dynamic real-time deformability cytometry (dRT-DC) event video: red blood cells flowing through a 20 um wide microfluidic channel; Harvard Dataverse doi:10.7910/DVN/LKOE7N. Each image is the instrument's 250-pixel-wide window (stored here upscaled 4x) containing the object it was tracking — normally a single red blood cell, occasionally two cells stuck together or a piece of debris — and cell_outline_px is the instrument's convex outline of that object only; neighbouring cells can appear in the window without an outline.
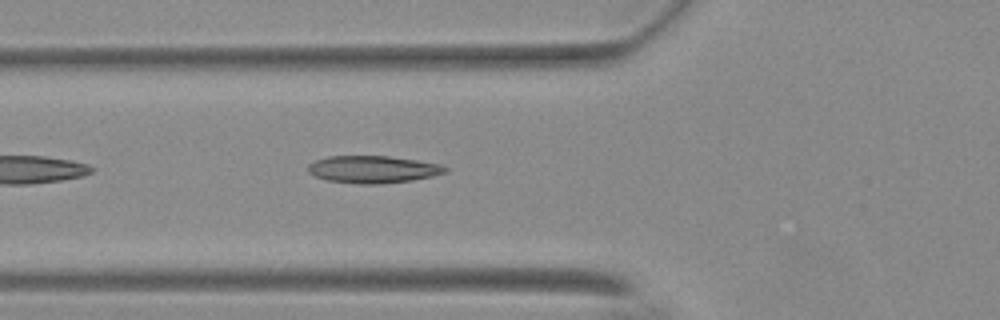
{"species": "Egyptian fruit bat (a non-hibernating species)", "species_latin": "Rousettus aegyptiacus", "temperature_condition": "warm", "stored_images_in_passage": 22, "camera_frame_rate_fps": 3000, "um_per_image_px": 0.085, "animal": {"sex": "female"}, "frame": {"image": 1, "passage_image": 5, "time_ms": 1.333, "image_size_px": [1000, 320], "cell_outline_px": [[448, 168], [444, 172], [432, 176], [412, 180], [380, 184], [360, 184], [328, 180], [316, 176], [308, 172], [308, 164], [316, 160], [328, 156], [388, 156], [416, 160], [440, 164]], "centroid_in_image_um": [31.68, 14.39], "position_along_channel_um": 94.1, "area_um2": 21.62}}
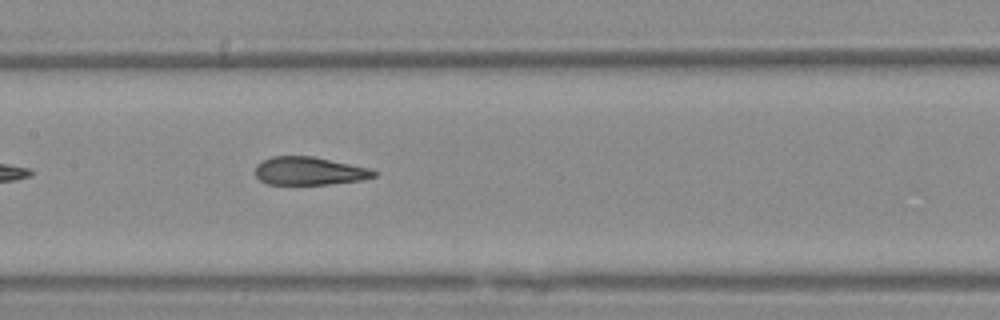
{"frame": {"image": 2, "passage_image": 12, "time_ms": 3.667, "image_size_px": [1000, 320], "cell_outline_px": [[380, 172], [376, 176], [360, 180], [328, 184], [268, 184], [260, 180], [256, 176], [256, 164], [272, 156], [312, 156], [368, 168]], "centroid_in_image_um": [26.29, 14.53], "position_along_channel_um": 181.1, "area_um2": 19.25}}
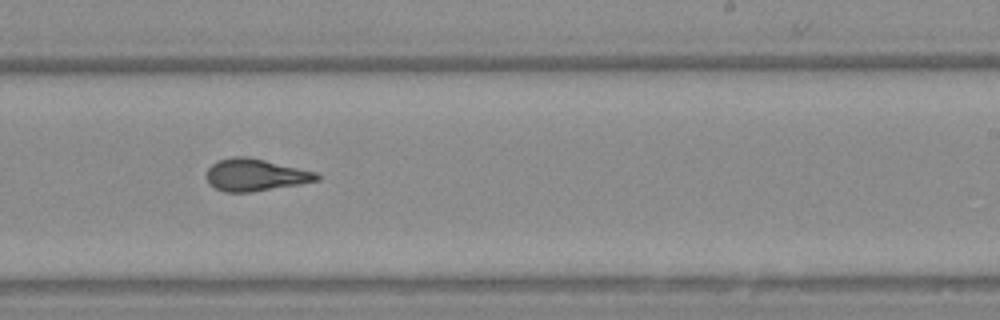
{"frame": {"image": 3, "passage_image": 19, "time_ms": 6.0, "image_size_px": [1000, 320], "cell_outline_px": [[320, 180], [300, 184], [252, 192], [224, 192], [208, 184], [208, 168], [216, 160], [236, 156], [248, 156], [316, 172], [320, 176]], "centroid_in_image_um": [21.7, 14.87], "position_along_channel_um": 267.3, "area_um2": 20.63}}